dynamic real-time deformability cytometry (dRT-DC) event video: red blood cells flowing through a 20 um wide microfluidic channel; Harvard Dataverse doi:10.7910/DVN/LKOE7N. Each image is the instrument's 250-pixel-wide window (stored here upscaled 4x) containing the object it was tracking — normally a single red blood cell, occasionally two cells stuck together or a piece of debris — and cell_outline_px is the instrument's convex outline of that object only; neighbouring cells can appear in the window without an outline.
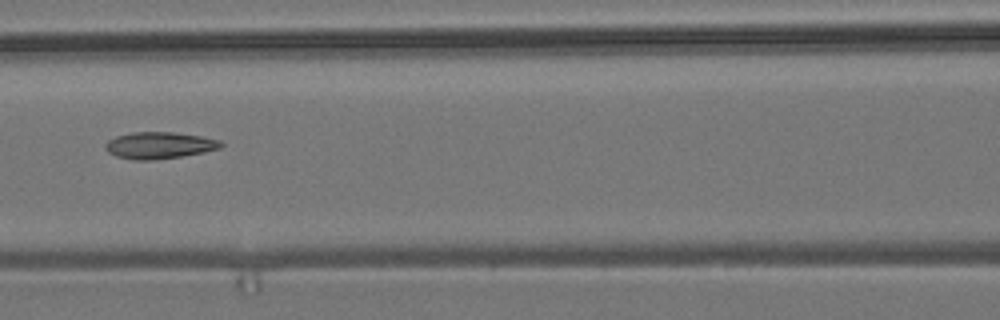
{"species": "common noctule bat (a hibernating species)", "species_latin": "Nyctalus noctula", "temperature_condition": "room temperature", "stored_images_in_passage": 6, "camera_frame_rate_fps": 3000, "um_per_image_px": 0.085, "animal": {"sex": "male", "body_mass_g": 19.2, "forearm_length_mm": 51.8}, "frame": {"image": 1, "passage_image": 6, "time_ms": 5.667, "image_size_px": [1000, 320], "cell_outline_px": [[224, 144], [220, 148], [204, 152], [180, 156], [148, 160], [136, 160], [116, 156], [108, 152], [104, 148], [104, 144], [108, 140], [116, 136], [132, 132], [172, 132], [200, 136], [220, 140]], "centroid_in_image_um": [13.52, 12.34], "position_along_channel_um": 153.1, "area_um2": 17.86}}